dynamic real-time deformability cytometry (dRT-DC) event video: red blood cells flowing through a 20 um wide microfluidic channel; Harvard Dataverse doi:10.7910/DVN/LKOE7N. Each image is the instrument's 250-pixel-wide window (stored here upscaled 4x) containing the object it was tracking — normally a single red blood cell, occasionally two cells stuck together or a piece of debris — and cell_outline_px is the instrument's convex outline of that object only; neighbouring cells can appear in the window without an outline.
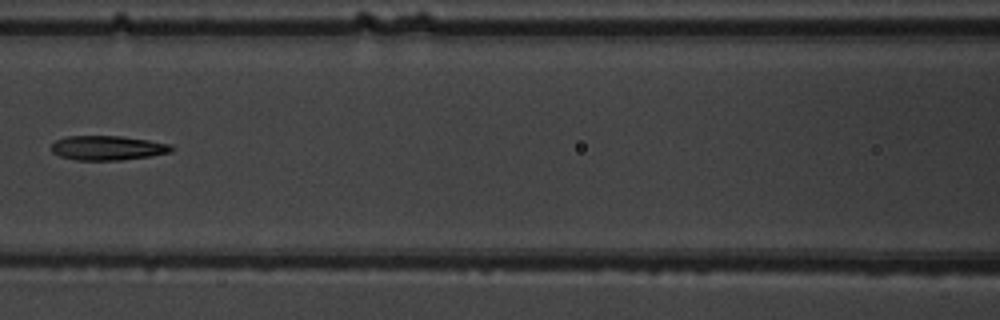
{"species": "common noctule bat (a hibernating species)", "species_latin": "Nyctalus noctula", "temperature_condition": "warm", "stored_images_in_passage": 8, "camera_frame_rate_fps": 3000, "um_per_image_px": 0.085, "animal": {"sex": "male", "body_mass_g": 19.5, "forearm_length_mm": 54.6}, "frame": {"image": 1, "passage_image": 7, "time_ms": 7.0, "image_size_px": [1000, 320], "cell_outline_px": [[176, 148], [172, 152], [152, 156], [120, 160], [76, 160], [60, 156], [52, 152], [52, 144], [56, 140], [68, 136], [120, 136], [148, 140], [172, 144]], "centroid_in_image_um": [9.21, 12.57], "position_along_channel_um": 157.4, "area_um2": 17.22}}
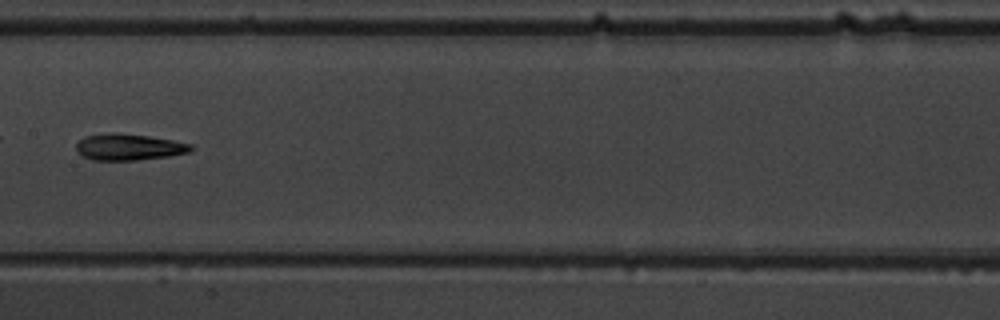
{"frame": {"image": 2, "passage_image": 8, "time_ms": 8.0, "image_size_px": [1000, 320], "cell_outline_px": [[196, 148], [188, 152], [168, 156], [136, 160], [92, 160], [80, 156], [76, 152], [76, 144], [84, 136], [108, 132], [116, 132], [148, 136], [172, 140], [192, 144]], "centroid_in_image_um": [10.91, 12.49], "position_along_channel_um": 196.5, "area_um2": 17.86}}